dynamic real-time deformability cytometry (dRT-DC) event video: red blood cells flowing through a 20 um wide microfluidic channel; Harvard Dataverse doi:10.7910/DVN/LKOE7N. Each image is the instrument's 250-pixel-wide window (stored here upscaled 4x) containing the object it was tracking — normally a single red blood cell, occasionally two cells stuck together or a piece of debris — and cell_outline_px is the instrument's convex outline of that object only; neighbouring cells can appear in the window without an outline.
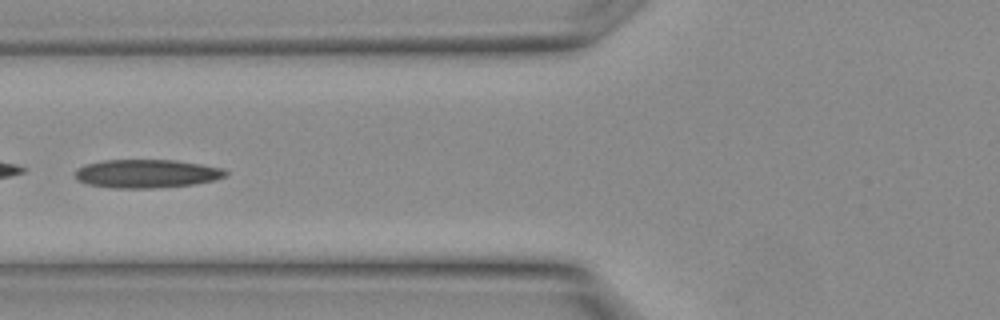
{"species": "Egyptian fruit bat (a non-hibernating species)", "species_latin": "Rousettus aegyptiacus", "temperature_condition": "warm", "stored_images_in_passage": 9, "camera_frame_rate_fps": 3000, "um_per_image_px": 0.085, "animal": {"sex": "female"}, "frame": {"image": 1, "passage_image": 6, "time_ms": 1.667, "image_size_px": [1000, 320], "cell_outline_px": [[228, 172], [224, 176], [212, 180], [192, 184], [152, 188], [112, 188], [88, 184], [76, 180], [72, 176], [72, 172], [76, 168], [84, 164], [104, 160], [176, 160], [224, 168]], "centroid_in_image_um": [12.36, 14.75], "position_along_channel_um": 113.4, "area_um2": 25.09}}
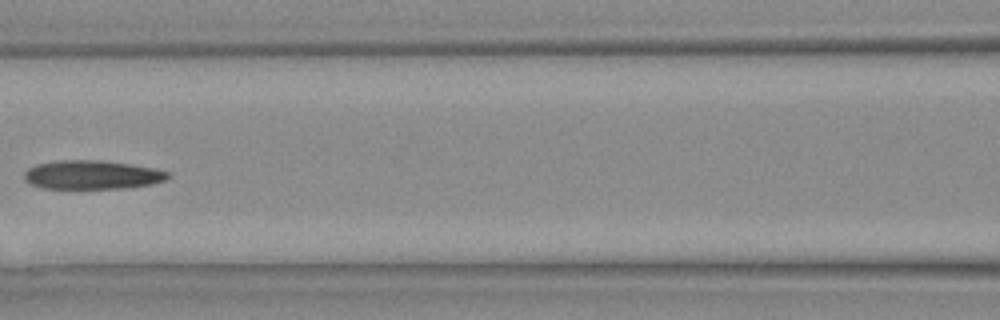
{"frame": {"image": 2, "passage_image": 8, "time_ms": 2.333, "image_size_px": [1000, 320], "cell_outline_px": [[168, 176], [164, 180], [152, 184], [128, 188], [40, 188], [24, 180], [24, 172], [28, 168], [36, 164], [60, 160], [96, 160], [128, 164], [152, 168], [168, 172]], "centroid_in_image_um": [7.77, 14.86], "position_along_channel_um": 158.8, "area_um2": 23.87}}